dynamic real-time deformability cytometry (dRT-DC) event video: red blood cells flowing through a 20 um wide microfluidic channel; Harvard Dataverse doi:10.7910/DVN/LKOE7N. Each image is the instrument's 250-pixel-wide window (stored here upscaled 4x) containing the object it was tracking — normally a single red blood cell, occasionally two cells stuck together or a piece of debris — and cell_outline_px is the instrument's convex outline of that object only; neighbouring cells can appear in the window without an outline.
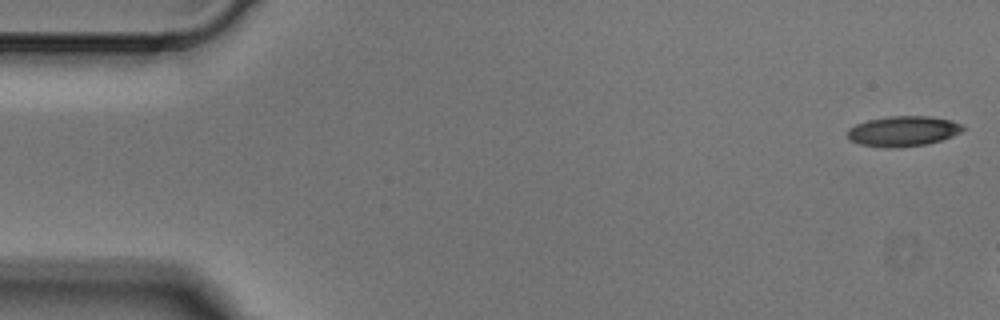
{"species": "Egyptian fruit bat (a non-hibernating species)", "species_latin": "Rousettus aegyptiacus", "temperature_condition": "cold", "stored_images_in_passage": 3, "camera_frame_rate_fps": 3000, "um_per_image_px": 0.085, "animal": {"sex": "male"}, "frame": {"image": 1, "passage_image": 1, "time_ms": 0.0, "image_size_px": [1000, 320], "cell_outline_px": [[964, 128], [960, 132], [952, 136], [940, 140], [924, 144], [884, 148], [860, 144], [848, 140], [848, 128], [856, 124], [868, 120], [888, 116], [928, 116], [948, 120], [960, 124]], "centroid_in_image_um": [76.7, 11.14], "position_along_channel_um": 8.3, "area_um2": 20.0}}